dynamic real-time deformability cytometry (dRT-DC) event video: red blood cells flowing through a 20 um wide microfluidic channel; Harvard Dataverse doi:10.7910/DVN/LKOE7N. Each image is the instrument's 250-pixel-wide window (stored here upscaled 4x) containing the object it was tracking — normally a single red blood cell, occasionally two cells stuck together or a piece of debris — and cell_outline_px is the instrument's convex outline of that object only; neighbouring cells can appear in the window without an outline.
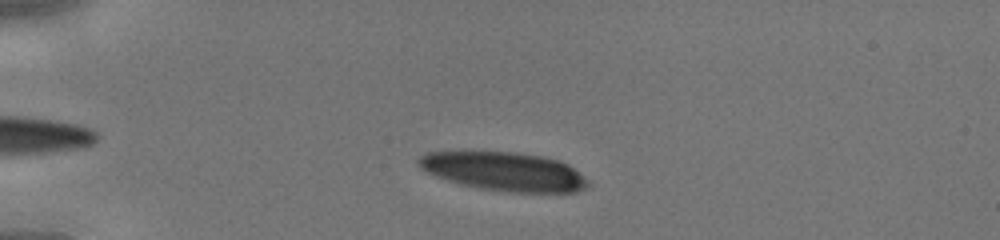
{"species": "human", "species_latin": "Homo sapiens", "temperature_condition": "cold", "stored_images_in_passage": 39, "camera_frame_rate_fps": 3000, "um_per_image_px": 0.085, "donor": {"sex": "male"}, "frame": {"image": 1, "passage_image": 6, "time_ms": 1.667, "image_size_px": [1000, 240], "cell_outline_px": [[592, 184], [576, 192], [508, 192], [480, 188], [460, 184], [436, 176], [420, 168], [416, 164], [416, 160], [420, 156], [428, 152], [460, 148], [512, 152], [540, 156], [560, 160], [568, 164], [588, 180]], "centroid_in_image_um": [42.75, 14.52], "position_along_channel_um": 42.2, "area_um2": 39.3}}
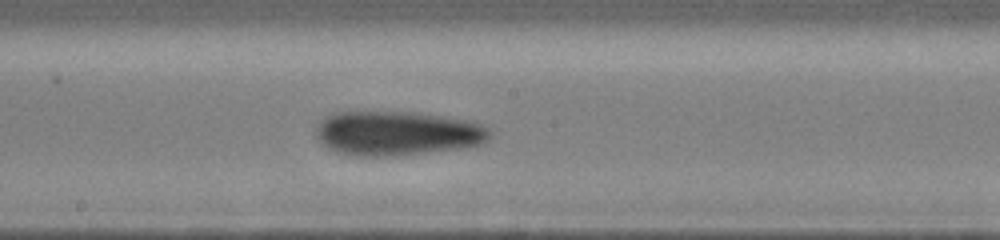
{"frame": {"image": 2, "passage_image": 20, "time_ms": 6.333, "image_size_px": [1000, 240], "cell_outline_px": [[492, 136], [484, 144], [464, 148], [396, 156], [356, 156], [336, 152], [328, 148], [316, 136], [316, 128], [320, 120], [336, 112], [408, 112], [440, 116], [464, 120], [480, 124], [488, 128], [492, 132]], "centroid_in_image_um": [33.78, 11.35], "position_along_channel_um": 214.4, "area_um2": 44.97}}
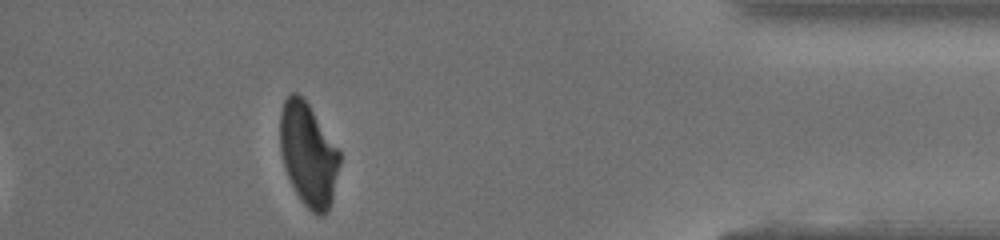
{"frame": {"image": 3, "passage_image": 35, "time_ms": 11.333, "image_size_px": [1000, 240], "cell_outline_px": [[340, 164], [332, 200], [328, 212], [320, 216], [316, 216], [304, 204], [296, 192], [288, 176], [280, 152], [280, 112], [284, 100], [292, 92], [296, 92], [308, 104], [340, 148]], "centroid_in_image_um": [26.23, 13.13], "position_along_channel_um": 409.0, "area_um2": 35.95}}